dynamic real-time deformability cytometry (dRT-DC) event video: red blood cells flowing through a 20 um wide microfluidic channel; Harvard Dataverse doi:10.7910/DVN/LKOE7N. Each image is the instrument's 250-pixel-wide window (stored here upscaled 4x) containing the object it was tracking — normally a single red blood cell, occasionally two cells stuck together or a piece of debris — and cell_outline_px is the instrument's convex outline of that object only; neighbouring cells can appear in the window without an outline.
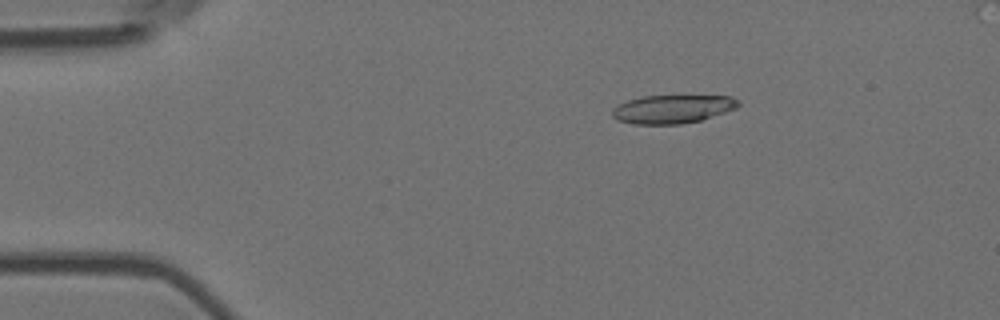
{"species": "Egyptian fruit bat (a non-hibernating species)", "species_latin": "Rousettus aegyptiacus", "temperature_condition": "room temperature", "stored_images_in_passage": 55, "camera_frame_rate_fps": 3000, "um_per_image_px": 0.085, "animal": {"sex": "female"}, "frame": {"image": 1, "passage_image": 10, "time_ms": 3.0, "image_size_px": [1000, 320], "cell_outline_px": [[740, 104], [736, 108], [700, 120], [680, 124], [632, 124], [616, 120], [612, 116], [612, 108], [628, 100], [640, 96], [732, 96], [740, 100]], "centroid_in_image_um": [57.14, 9.27], "position_along_channel_um": 27.9, "area_um2": 20.87}}
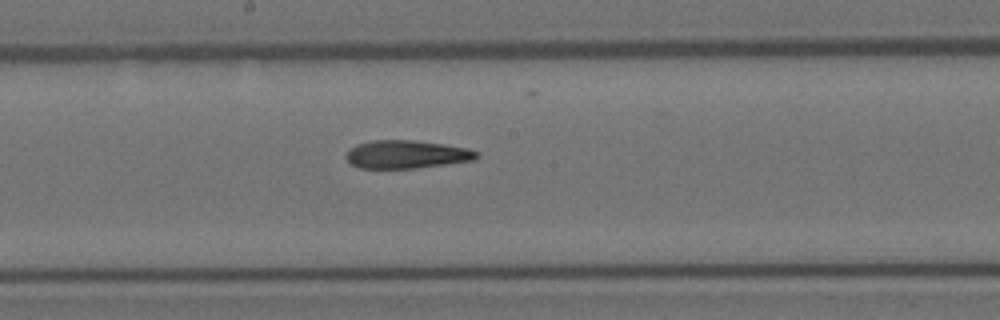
{"frame": {"image": 2, "passage_image": 30, "time_ms": 9.667, "image_size_px": [1000, 320], "cell_outline_px": [[480, 156], [472, 160], [416, 168], [360, 168], [352, 164], [344, 156], [356, 144], [372, 140], [416, 140], [444, 144], [468, 148], [480, 152]], "centroid_in_image_um": [34.58, 13.11], "position_along_channel_um": 213.6, "area_um2": 21.33}}
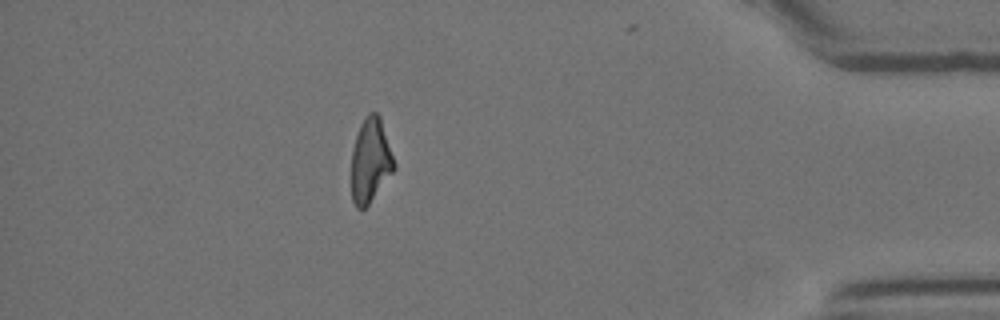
{"frame": {"image": 3, "passage_image": 49, "time_ms": 16.0, "image_size_px": [1000, 320], "cell_outline_px": [[396, 168], [368, 204], [364, 208], [356, 208], [352, 200], [352, 148], [360, 124], [364, 116], [368, 112], [376, 112], [380, 116], [396, 164]], "centroid_in_image_um": [31.49, 13.61], "position_along_channel_um": 403.7, "area_um2": 20.92}}